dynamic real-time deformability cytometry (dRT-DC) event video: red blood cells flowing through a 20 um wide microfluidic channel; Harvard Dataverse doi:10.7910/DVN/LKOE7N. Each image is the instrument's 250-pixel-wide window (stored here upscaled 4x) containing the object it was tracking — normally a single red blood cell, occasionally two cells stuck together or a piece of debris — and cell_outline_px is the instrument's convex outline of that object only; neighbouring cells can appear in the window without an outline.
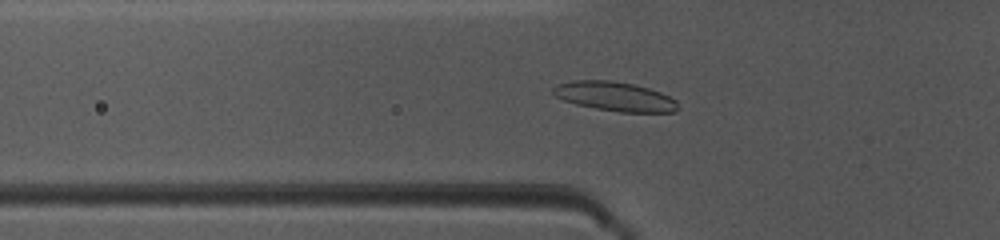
{"species": "common noctule bat (a hibernating species)", "species_latin": "Nyctalus noctula", "temperature_condition": "warm", "stored_images_in_passage": 49, "camera_frame_rate_fps": 3000, "um_per_image_px": 0.085, "animal": {"sex": "female", "body_mass_g": 10.0, "forearm_length_mm": 53.1}, "frame": {"image": 1, "passage_image": 17, "time_ms": 5.333, "image_size_px": [1000, 240], "cell_outline_px": [[680, 108], [676, 112], [620, 112], [596, 108], [576, 104], [564, 100], [556, 96], [552, 92], [552, 88], [556, 84], [576, 80], [612, 80], [632, 84], [648, 88], [660, 92], [676, 100]], "centroid_in_image_um": [52.27, 8.2], "position_along_channel_um": 73.5, "area_um2": 21.27}}
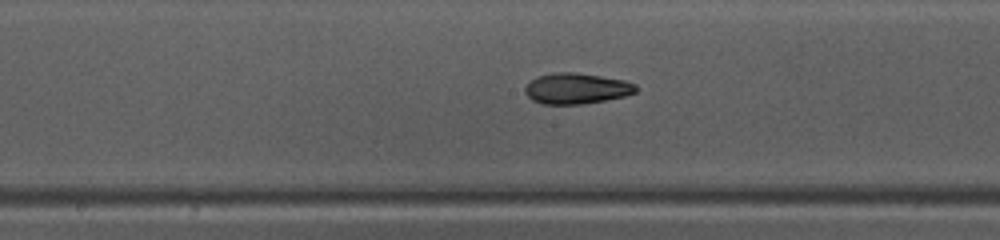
{"frame": {"image": 2, "passage_image": 26, "time_ms": 8.333, "image_size_px": [1000, 240], "cell_outline_px": [[640, 88], [636, 92], [624, 96], [604, 100], [580, 104], [544, 104], [532, 100], [524, 92], [524, 88], [536, 76], [556, 72], [576, 72], [624, 80], [636, 84]], "centroid_in_image_um": [49.01, 7.51], "position_along_channel_um": 199.2, "area_um2": 19.88}}
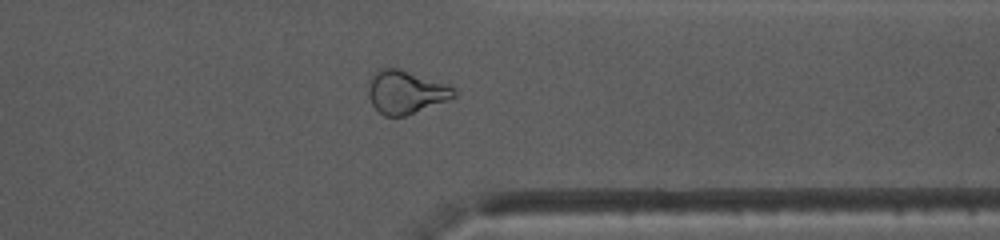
{"frame": {"image": 3, "passage_image": 39, "time_ms": 12.667, "image_size_px": [1000, 240], "cell_outline_px": [[456, 96], [448, 100], [404, 116], [384, 116], [372, 104], [368, 96], [368, 80], [372, 72], [380, 68], [396, 68], [452, 84], [456, 88]], "centroid_in_image_um": [34.5, 7.8], "position_along_channel_um": 376.9, "area_um2": 21.85}}